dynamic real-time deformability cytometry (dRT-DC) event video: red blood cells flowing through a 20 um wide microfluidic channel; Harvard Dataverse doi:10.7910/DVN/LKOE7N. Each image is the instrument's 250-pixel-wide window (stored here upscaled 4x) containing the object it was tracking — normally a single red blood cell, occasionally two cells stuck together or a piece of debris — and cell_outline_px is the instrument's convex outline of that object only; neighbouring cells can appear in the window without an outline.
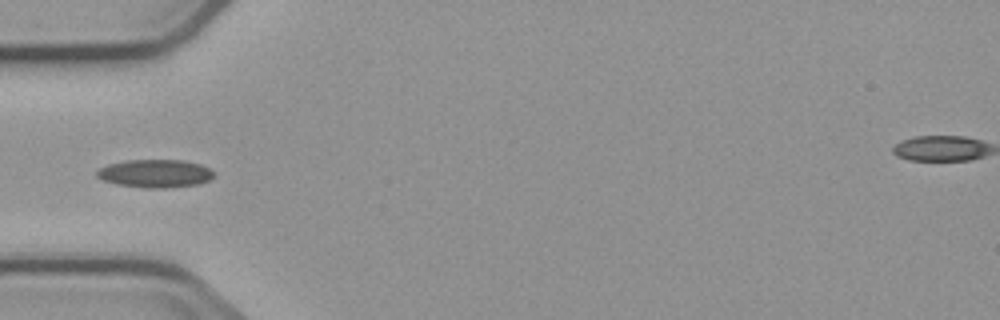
{"species": "common noctule bat (a hibernating species)", "species_latin": "Nyctalus noctula", "temperature_condition": "cold", "stored_images_in_passage": 5, "camera_frame_rate_fps": 3000, "um_per_image_px": 0.085, "animal": {"sex": "male", "body_mass_g": 23.1, "forearm_length_mm": 52.7}, "frame": {"image": 1, "passage_image": 5, "time_ms": 4.667, "image_size_px": [1000, 320], "cell_outline_px": [[216, 176], [200, 184], [164, 188], [144, 188], [116, 184], [104, 180], [96, 176], [96, 172], [100, 168], [108, 164], [128, 160], [184, 160], [200, 164], [212, 168], [216, 172]], "centroid_in_image_um": [13.25, 14.74], "position_along_channel_um": 71.7, "area_um2": 19.36}}